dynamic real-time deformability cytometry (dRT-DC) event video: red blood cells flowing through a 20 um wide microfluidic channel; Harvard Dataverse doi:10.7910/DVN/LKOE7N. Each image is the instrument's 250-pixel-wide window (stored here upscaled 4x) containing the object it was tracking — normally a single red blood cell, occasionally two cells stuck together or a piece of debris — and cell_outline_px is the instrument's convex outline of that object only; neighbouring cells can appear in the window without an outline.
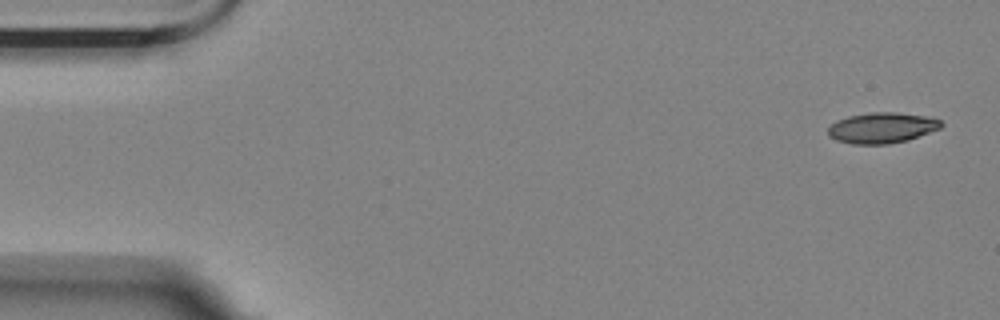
{"species": "Egyptian fruit bat (a non-hibernating species)", "species_latin": "Rousettus aegyptiacus", "temperature_condition": "room temperature", "stored_images_in_passage": 5, "camera_frame_rate_fps": 3000, "um_per_image_px": 0.085, "animal": {"sex": "female"}, "frame": {"image": 1, "passage_image": 1, "time_ms": 0.0, "image_size_px": [1000, 320], "cell_outline_px": [[944, 124], [940, 128], [908, 140], [888, 144], [852, 144], [836, 140], [828, 136], [828, 128], [836, 120], [848, 116], [872, 112], [896, 112], [924, 116], [940, 120]], "centroid_in_image_um": [74.94, 10.87], "position_along_channel_um": 10.1, "area_um2": 20.17}}
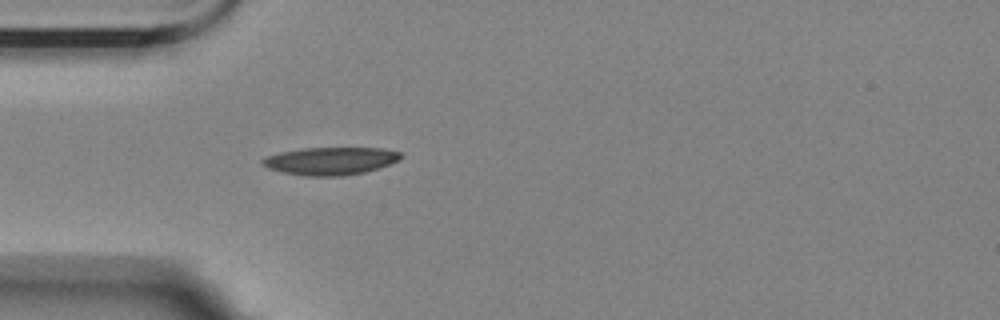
{"frame": {"image": 2, "passage_image": 5, "time_ms": 1.333, "image_size_px": [1000, 320], "cell_outline_px": [[400, 160], [364, 172], [340, 176], [304, 176], [284, 172], [268, 168], [260, 164], [260, 160], [264, 156], [280, 152], [304, 148], [384, 148], [400, 152]], "centroid_in_image_um": [28.03, 13.67], "position_along_channel_um": 57.0, "area_um2": 22.25}}